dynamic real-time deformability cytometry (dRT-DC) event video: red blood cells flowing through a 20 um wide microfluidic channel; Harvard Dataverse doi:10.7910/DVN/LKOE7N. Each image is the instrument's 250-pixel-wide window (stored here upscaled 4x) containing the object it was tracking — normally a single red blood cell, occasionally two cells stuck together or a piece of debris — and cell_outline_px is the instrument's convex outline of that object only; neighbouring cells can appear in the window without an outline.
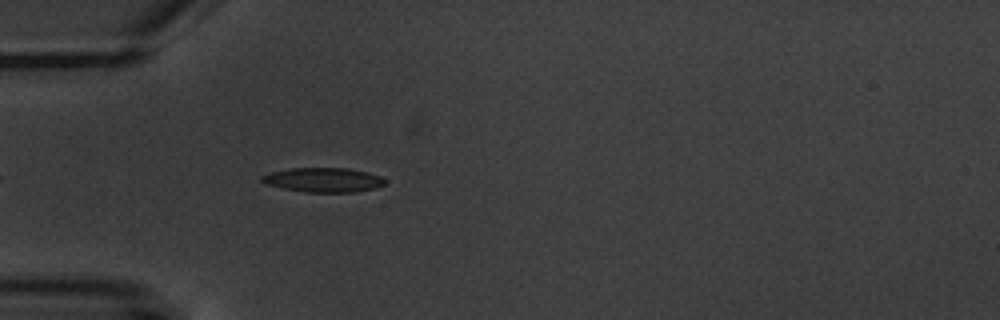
{"species": "common noctule bat (a hibernating species)", "species_latin": "Nyctalus noctula", "temperature_condition": "warm", "stored_images_in_passage": 6, "camera_frame_rate_fps": 3000, "um_per_image_px": 0.085, "animal": {"sex": "male", "body_mass_g": 20.1, "forearm_length_mm": 53.5}, "frame": {"image": 1, "passage_image": 6, "time_ms": 5.667, "image_size_px": [1000, 320], "cell_outline_px": [[388, 180], [384, 184], [376, 188], [356, 192], [304, 192], [264, 184], [260, 180], [260, 176], [272, 172], [292, 168], [348, 168], [368, 172], [380, 176]], "centroid_in_image_um": [27.51, 15.29], "position_along_channel_um": 57.5, "area_um2": 17.63}}